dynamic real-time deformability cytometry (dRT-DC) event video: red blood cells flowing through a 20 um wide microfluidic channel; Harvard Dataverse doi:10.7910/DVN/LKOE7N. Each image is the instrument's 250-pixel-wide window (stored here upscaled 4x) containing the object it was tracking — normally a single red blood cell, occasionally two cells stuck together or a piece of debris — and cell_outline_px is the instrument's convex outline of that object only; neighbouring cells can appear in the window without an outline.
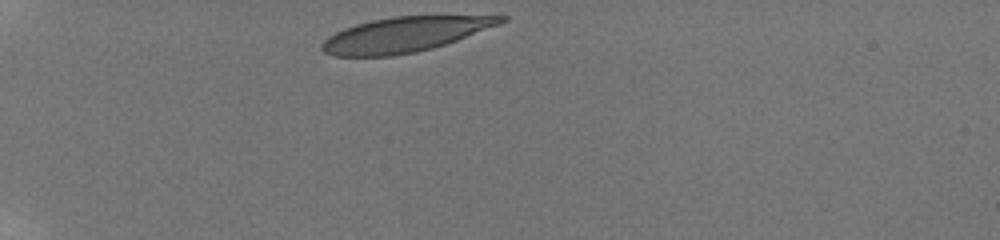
{"species": "human", "species_latin": "Homo sapiens", "temperature_condition": "room temperature", "stored_images_in_passage": 27, "camera_frame_rate_fps": 3000, "um_per_image_px": 0.085, "donor": {"sex": "male"}, "frame": {"image": 1, "passage_image": 1, "time_ms": 0.0, "image_size_px": [1000, 240], "cell_outline_px": [[508, 20], [500, 24], [456, 40], [432, 48], [416, 52], [392, 56], [332, 56], [324, 52], [320, 48], [320, 44], [328, 36], [344, 28], [356, 24], [372, 20], [396, 16], [508, 16]], "centroid_in_image_um": [34.36, 2.94], "position_along_channel_um": 50.6, "area_um2": 36.18}}
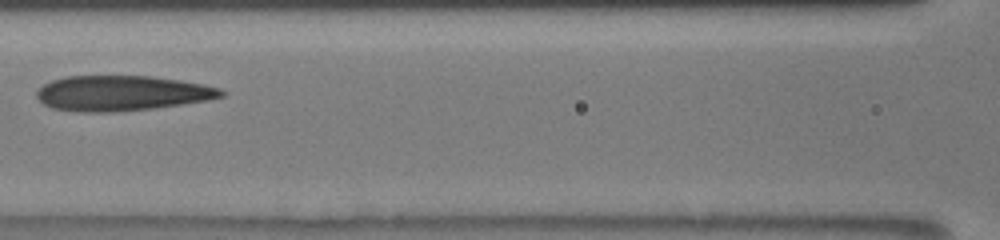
{"frame": {"image": 2, "passage_image": 8, "time_ms": 4.0, "image_size_px": [1000, 240], "cell_outline_px": [[224, 96], [208, 100], [156, 108], [112, 112], [76, 112], [52, 108], [44, 104], [36, 96], [36, 92], [44, 84], [52, 80], [68, 76], [148, 76], [180, 80], [204, 84], [220, 88], [224, 92]], "centroid_in_image_um": [10.36, 7.93], "position_along_channel_um": 156.2, "area_um2": 37.92}}
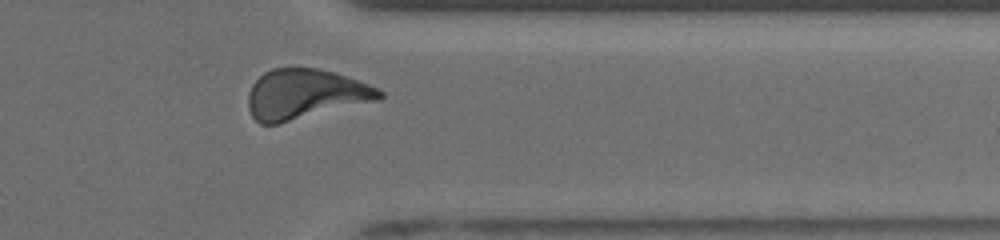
{"frame": {"image": 3, "passage_image": 23, "time_ms": 10.0, "image_size_px": [1000, 240], "cell_outline_px": [[384, 96], [380, 100], [280, 124], [260, 124], [252, 116], [248, 108], [248, 92], [252, 84], [264, 72], [272, 68], [316, 68], [336, 72], [368, 84], [384, 92]], "centroid_in_image_um": [25.94, 8.02], "position_along_channel_um": 385.5, "area_um2": 38.55}, "authors_computed_cell_mechanics": {"area_um2": 37.4544, "velocity_mm_per_s": 3.8369, "shape_relaxation_time_tau1_ms": 8.8774, "shape_relaxation_time_tau2_ms": 1.9316, "deformation_change_tau1": 0.2247, "deformation_change_tau2": 0.0945}}